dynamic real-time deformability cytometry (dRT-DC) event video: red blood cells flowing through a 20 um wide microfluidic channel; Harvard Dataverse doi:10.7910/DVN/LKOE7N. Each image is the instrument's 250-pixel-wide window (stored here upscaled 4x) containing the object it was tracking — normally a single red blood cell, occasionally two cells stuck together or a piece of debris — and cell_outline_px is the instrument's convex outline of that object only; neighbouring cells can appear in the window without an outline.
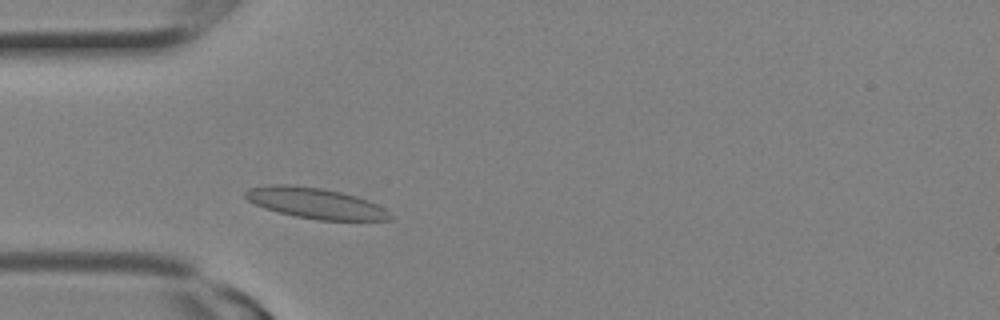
{"species": "Egyptian fruit bat (a non-hibernating species)", "species_latin": "Rousettus aegyptiacus", "temperature_condition": "room temperature", "stored_images_in_passage": 3, "camera_frame_rate_fps": 3000, "um_per_image_px": 0.085, "animal": {"sex": "female"}, "frame": {"image": 1, "passage_image": 3, "time_ms": 0.667, "image_size_px": [1000, 320], "cell_outline_px": [[392, 220], [320, 220], [296, 216], [264, 208], [248, 200], [244, 196], [244, 192], [248, 188], [268, 184], [292, 184], [324, 188], [356, 196], [368, 200], [384, 208], [392, 216]], "centroid_in_image_um": [26.79, 17.25], "position_along_channel_um": 58.2, "area_um2": 25.89}}